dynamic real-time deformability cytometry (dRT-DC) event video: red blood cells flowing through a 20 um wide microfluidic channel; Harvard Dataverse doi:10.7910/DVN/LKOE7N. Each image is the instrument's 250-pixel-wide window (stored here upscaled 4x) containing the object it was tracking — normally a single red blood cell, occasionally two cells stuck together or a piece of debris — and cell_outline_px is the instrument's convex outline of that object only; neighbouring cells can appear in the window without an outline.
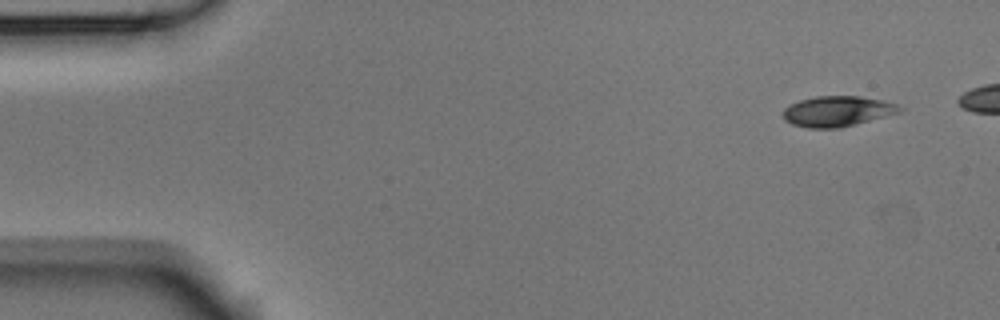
{"species": "Egyptian fruit bat (a non-hibernating species)", "species_latin": "Rousettus aegyptiacus", "temperature_condition": "room temperature", "stored_images_in_passage": 5, "camera_frame_rate_fps": 3000, "um_per_image_px": 0.085, "animal": {"sex": "male"}, "frame": {"image": 1, "passage_image": 1, "time_ms": 0.0, "image_size_px": [1000, 320], "cell_outline_px": [[904, 108], [900, 112], [856, 124], [840, 128], [808, 128], [792, 124], [784, 120], [784, 108], [788, 104], [800, 100], [816, 96], [860, 96], [884, 100], [896, 104]], "centroid_in_image_um": [71.17, 9.45], "position_along_channel_um": 13.8, "area_um2": 20.75}}